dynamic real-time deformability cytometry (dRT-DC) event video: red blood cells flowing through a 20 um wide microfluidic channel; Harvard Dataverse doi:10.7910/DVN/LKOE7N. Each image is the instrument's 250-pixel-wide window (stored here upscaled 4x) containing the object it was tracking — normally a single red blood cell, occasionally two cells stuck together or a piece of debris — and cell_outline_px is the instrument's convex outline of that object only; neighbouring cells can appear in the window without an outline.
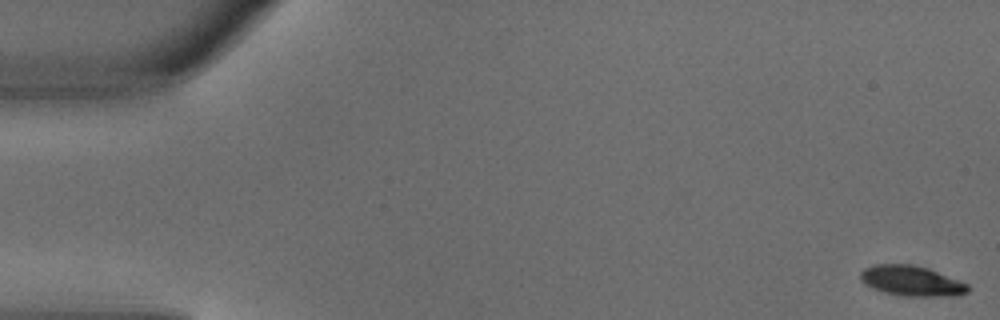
{"species": "common noctule bat (a hibernating species)", "species_latin": "Nyctalus noctula", "temperature_condition": "warm", "stored_images_in_passage": 5, "camera_frame_rate_fps": 3000, "um_per_image_px": 0.085, "animal": {"sex": "male", "body_mass_g": 18.8}, "frame": {"image": 1, "passage_image": 1, "time_ms": 0.0, "image_size_px": [1000, 320], "cell_outline_px": [[972, 288], [968, 292], [956, 296], [908, 296], [884, 292], [872, 288], [864, 284], [860, 280], [860, 272], [864, 268], [872, 264], [912, 264], [928, 268], [968, 284]], "centroid_in_image_um": [77.47, 23.87], "position_along_channel_um": 7.5, "area_um2": 19.07}}